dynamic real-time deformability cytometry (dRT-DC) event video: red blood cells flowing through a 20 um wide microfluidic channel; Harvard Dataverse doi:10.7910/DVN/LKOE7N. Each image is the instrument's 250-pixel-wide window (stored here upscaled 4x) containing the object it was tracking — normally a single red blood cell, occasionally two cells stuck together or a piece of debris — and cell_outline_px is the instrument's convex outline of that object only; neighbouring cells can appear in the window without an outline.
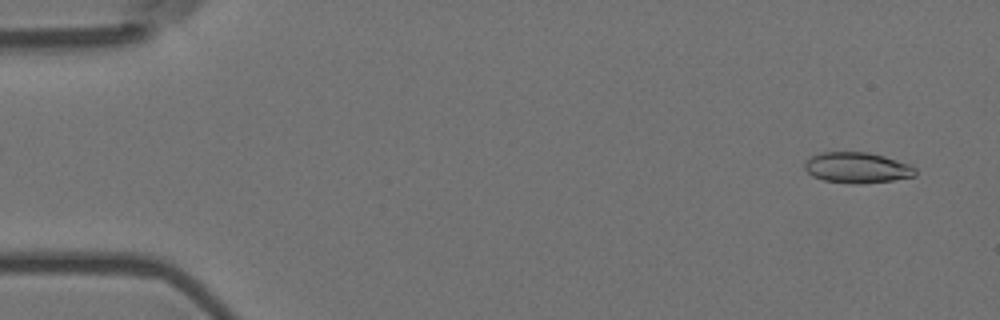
{"species": "Egyptian fruit bat (a non-hibernating species)", "species_latin": "Rousettus aegyptiacus", "temperature_condition": "room temperature", "stored_images_in_passage": 23, "camera_frame_rate_fps": 3000, "um_per_image_px": 0.085, "animal": {"sex": "female"}, "frame": {"image": 1, "passage_image": 1, "time_ms": 0.0, "image_size_px": [1000, 320], "cell_outline_px": [[916, 176], [892, 180], [860, 184], [856, 184], [824, 180], [812, 176], [804, 168], [804, 164], [808, 156], [820, 152], [868, 152], [884, 156], [908, 164], [916, 168]], "centroid_in_image_um": [72.82, 14.24], "position_along_channel_um": 12.2, "area_um2": 19.88}}
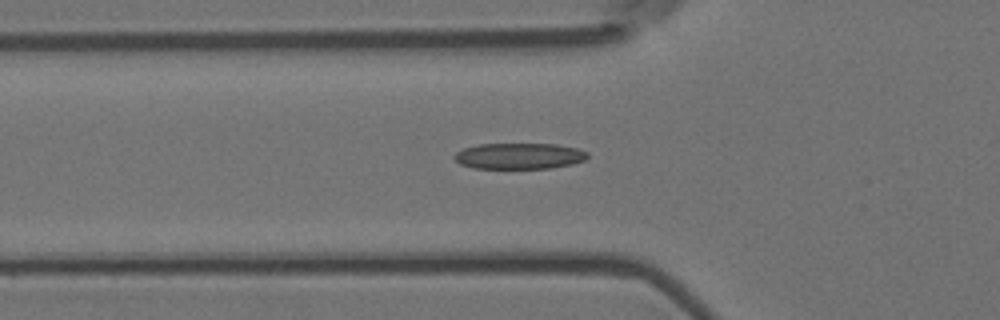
{"frame": {"image": 2, "passage_image": 17, "time_ms": 5.333, "image_size_px": [1000, 320], "cell_outline_px": [[588, 156], [584, 160], [572, 164], [552, 168], [472, 168], [460, 164], [452, 156], [456, 152], [464, 148], [480, 144], [556, 144], [576, 148], [588, 152]], "centroid_in_image_um": [44.12, 13.26], "position_along_channel_um": 81.7, "area_um2": 20.17}}
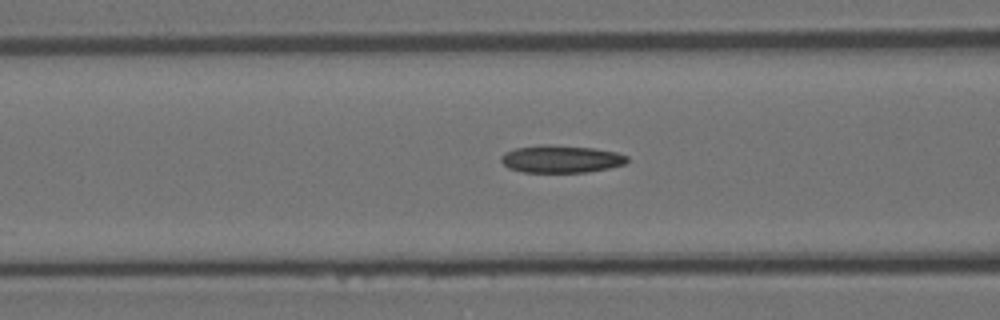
{"frame": {"image": 3, "passage_image": 20, "time_ms": 6.333, "image_size_px": [1000, 320], "cell_outline_px": [[628, 160], [624, 164], [608, 168], [588, 172], [524, 172], [508, 168], [500, 160], [500, 156], [504, 152], [516, 148], [540, 144], [552, 144], [592, 148], [616, 152], [628, 156]], "centroid_in_image_um": [47.66, 13.5], "position_along_channel_um": 118.9, "area_um2": 20.29}}